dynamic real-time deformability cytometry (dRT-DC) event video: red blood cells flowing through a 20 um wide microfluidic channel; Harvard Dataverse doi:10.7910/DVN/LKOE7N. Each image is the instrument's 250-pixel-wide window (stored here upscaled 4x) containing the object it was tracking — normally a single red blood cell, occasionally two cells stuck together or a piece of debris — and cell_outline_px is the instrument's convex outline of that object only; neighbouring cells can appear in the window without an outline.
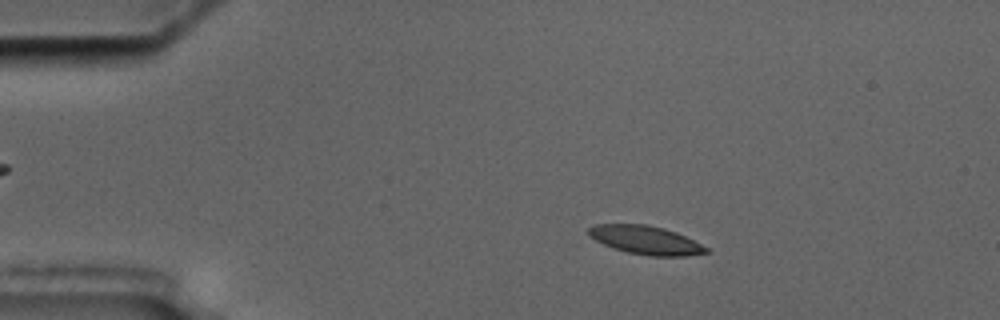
{"species": "common noctule bat (a hibernating species)", "species_latin": "Nyctalus noctula", "temperature_condition": "cold", "stored_images_in_passage": 3, "camera_frame_rate_fps": 3000, "um_per_image_px": 0.085, "animal": {"sex": "male", "body_mass_g": 17.5, "forearm_length_mm": 52.3}, "frame": {"image": 1, "passage_image": 2, "time_ms": 1.333, "image_size_px": [1000, 320], "cell_outline_px": [[712, 252], [688, 256], [648, 256], [628, 252], [612, 248], [588, 236], [588, 228], [592, 224], [648, 224], [664, 228], [676, 232], [708, 248]], "centroid_in_image_um": [54.87, 20.41], "position_along_channel_um": 30.1, "area_um2": 19.65}}